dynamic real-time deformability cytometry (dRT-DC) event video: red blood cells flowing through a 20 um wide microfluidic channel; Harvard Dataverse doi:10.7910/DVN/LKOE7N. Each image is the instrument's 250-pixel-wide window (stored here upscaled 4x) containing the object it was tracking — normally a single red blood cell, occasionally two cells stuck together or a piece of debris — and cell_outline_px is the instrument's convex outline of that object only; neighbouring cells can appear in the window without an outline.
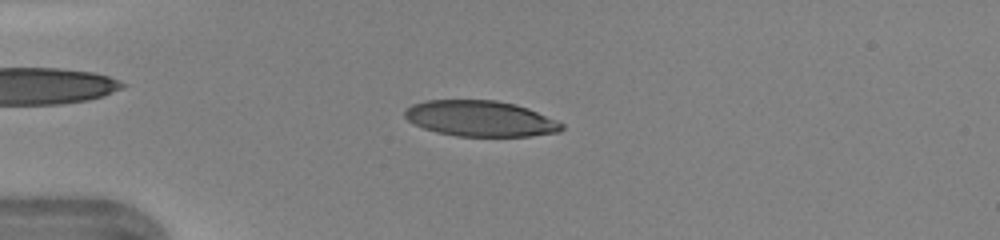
{"species": "human", "species_latin": "Homo sapiens", "temperature_condition": "warm", "stored_images_in_passage": 45, "camera_frame_rate_fps": 3000, "um_per_image_px": 0.085, "donor": {"sex": "female"}, "frame": {"image": 1, "passage_image": 11, "time_ms": 3.333, "image_size_px": [1000, 240], "cell_outline_px": [[564, 128], [560, 132], [532, 136], [456, 136], [436, 132], [424, 128], [408, 120], [404, 116], [404, 108], [412, 104], [424, 100], [496, 100], [516, 104], [528, 108], [556, 120], [564, 124]], "centroid_in_image_um": [40.83, 10.07], "position_along_channel_um": 44.2, "area_um2": 32.89}}
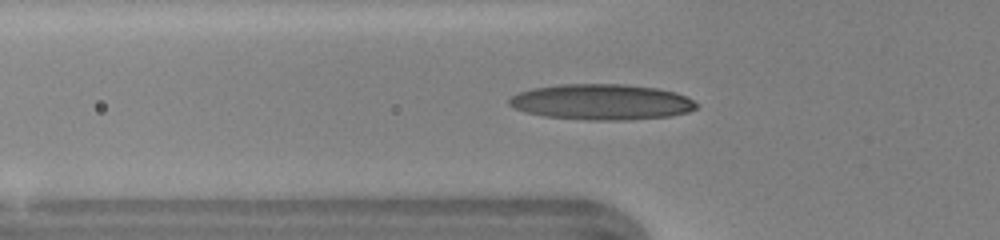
{"frame": {"image": 2, "passage_image": 15, "time_ms": 4.667, "image_size_px": [1000, 240], "cell_outline_px": [[700, 104], [696, 108], [688, 112], [672, 116], [628, 120], [588, 120], [544, 116], [524, 112], [508, 104], [508, 100], [512, 96], [520, 92], [532, 88], [560, 84], [624, 84], [656, 88], [676, 92]], "centroid_in_image_um": [51.15, 8.67], "position_along_channel_um": 74.7, "area_um2": 39.07}}
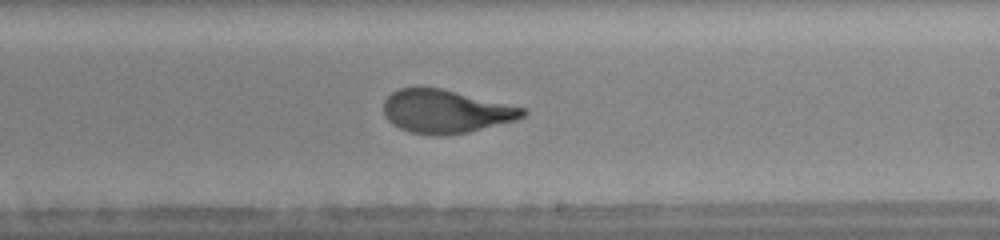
{"frame": {"image": 3, "passage_image": 27, "time_ms": 8.667, "image_size_px": [1000, 240], "cell_outline_px": [[528, 112], [524, 116], [516, 120], [468, 132], [444, 136], [432, 136], [412, 132], [400, 128], [392, 124], [388, 120], [384, 112], [384, 100], [392, 92], [400, 88], [416, 84], [440, 88], [528, 108]], "centroid_in_image_um": [37.88, 9.45], "position_along_channel_um": 251.1, "area_um2": 35.72}, "authors_computed_cell_mechanics": {"area_um2": 35.7782, "velocity_mm_per_s": 4.3863, "shape_relaxation_time_tau1_ms": 5.0193, "shape_relaxation_time_tau2_ms": null, "deformation_change_tau1": 0.2351, "deformation_change_tau2": null}}